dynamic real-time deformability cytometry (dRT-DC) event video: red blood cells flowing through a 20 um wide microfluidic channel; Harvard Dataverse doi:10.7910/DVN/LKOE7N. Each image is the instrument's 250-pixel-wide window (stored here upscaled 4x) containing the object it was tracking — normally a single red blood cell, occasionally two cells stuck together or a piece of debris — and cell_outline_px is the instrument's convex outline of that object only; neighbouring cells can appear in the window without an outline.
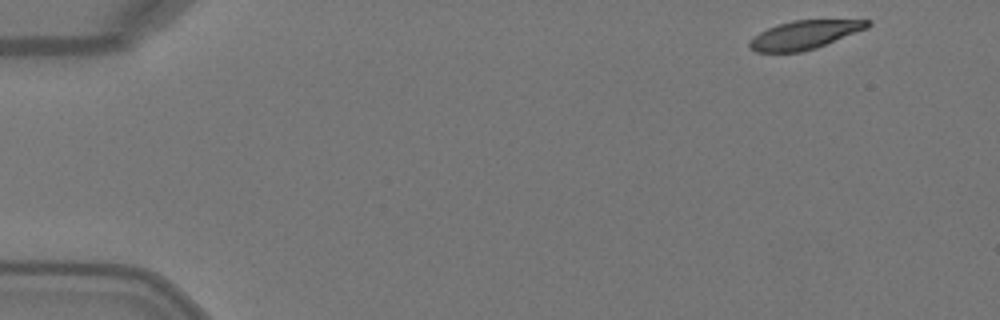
{"species": "Egyptian fruit bat (a non-hibernating species)", "species_latin": "Rousettus aegyptiacus", "temperature_condition": "warm", "stored_images_in_passage": 14, "camera_frame_rate_fps": 3000, "um_per_image_px": 0.085, "animal": {"sex": "female"}, "frame": {"image": 1, "passage_image": 1, "time_ms": 0.0, "image_size_px": [1000, 320], "cell_outline_px": [[872, 24], [868, 28], [816, 48], [800, 52], [756, 52], [748, 48], [748, 40], [760, 32], [776, 24], [792, 20], [872, 20]], "centroid_in_image_um": [68.36, 2.96], "position_along_channel_um": 16.6, "area_um2": 19.77}}
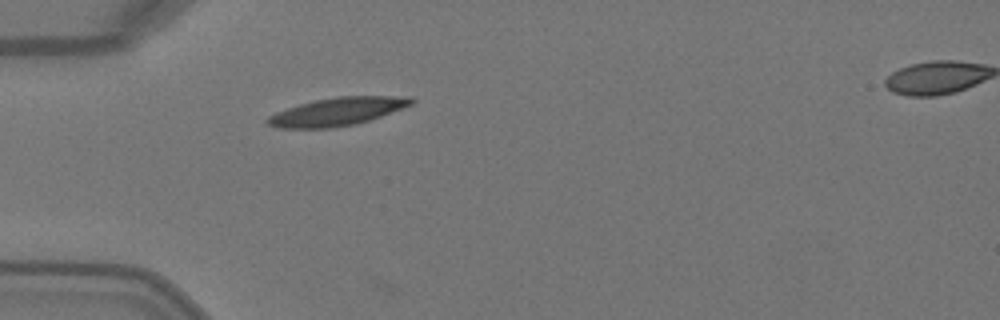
{"frame": {"image": 2, "passage_image": 12, "time_ms": 3.667, "image_size_px": [1000, 320], "cell_outline_px": [[416, 100], [412, 104], [380, 116], [356, 124], [328, 128], [276, 128], [268, 124], [264, 120], [268, 116], [276, 112], [300, 104], [316, 100], [336, 96], [412, 96]], "centroid_in_image_um": [28.66, 9.48], "position_along_channel_um": 56.3, "area_um2": 23.35}}